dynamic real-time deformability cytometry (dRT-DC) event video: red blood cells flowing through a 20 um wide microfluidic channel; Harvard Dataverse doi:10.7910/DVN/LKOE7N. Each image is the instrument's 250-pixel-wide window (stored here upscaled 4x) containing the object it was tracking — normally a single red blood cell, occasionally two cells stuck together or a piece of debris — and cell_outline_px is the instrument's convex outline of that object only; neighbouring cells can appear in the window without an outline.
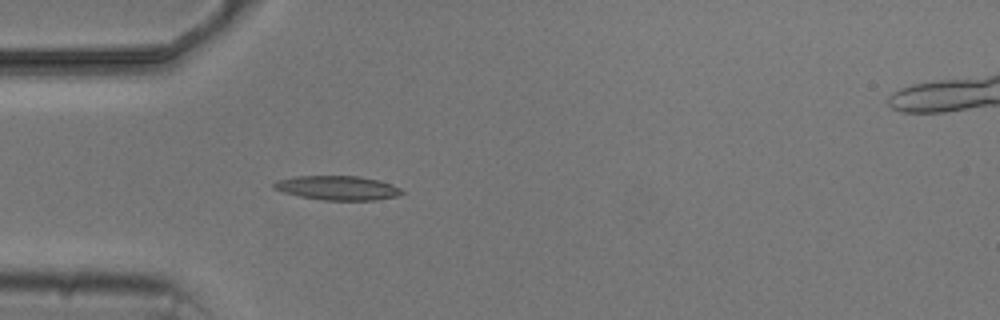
{"species": "common noctule bat (a hibernating species)", "species_latin": "Nyctalus noctula", "temperature_condition": "cold", "stored_images_in_passage": 5, "camera_frame_rate_fps": 3000, "um_per_image_px": 0.085, "animal": {"sex": "male", "body_mass_g": 20.5, "forearm_length_mm": 52.5}, "frame": {"image": 1, "passage_image": 5, "time_ms": 4.667, "image_size_px": [1000, 320], "cell_outline_px": [[404, 192], [396, 196], [376, 200], [324, 200], [300, 196], [284, 192], [272, 188], [272, 184], [276, 180], [292, 176], [360, 176], [392, 184], [400, 188]], "centroid_in_image_um": [28.65, 15.96], "position_along_channel_um": 56.3, "area_um2": 18.03}}